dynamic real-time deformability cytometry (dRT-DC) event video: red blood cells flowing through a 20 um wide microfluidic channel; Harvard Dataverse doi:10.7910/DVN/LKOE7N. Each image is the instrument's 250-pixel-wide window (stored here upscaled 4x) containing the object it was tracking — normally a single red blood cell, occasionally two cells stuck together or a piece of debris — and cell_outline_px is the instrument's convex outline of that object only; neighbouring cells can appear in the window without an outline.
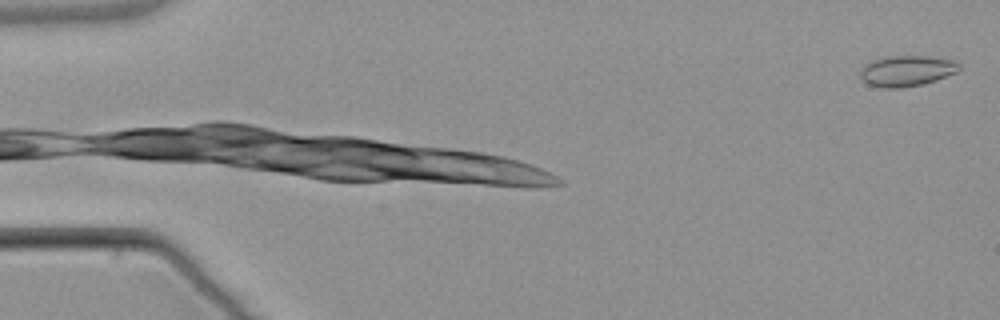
{"species": "common noctule bat (a hibernating species)", "species_latin": "Nyctalus noctula", "temperature_condition": "warm", "stored_images_in_passage": 2, "camera_frame_rate_fps": 3000, "um_per_image_px": 0.085, "animal": {"sex": "male", "body_mass_g": 21.5, "forearm_length_mm": 52.0}, "frame": {"image": 1, "passage_image": 2, "time_ms": 1.333, "image_size_px": [1000, 320], "cell_outline_px": [[960, 68], [956, 72], [936, 80], [924, 84], [904, 88], [884, 88], [868, 84], [860, 76], [860, 68], [864, 64], [872, 60], [884, 56], [928, 56], [956, 60], [960, 64]], "centroid_in_image_um": [77.06, 6.02], "position_along_channel_um": 7.9, "area_um2": 17.98}}